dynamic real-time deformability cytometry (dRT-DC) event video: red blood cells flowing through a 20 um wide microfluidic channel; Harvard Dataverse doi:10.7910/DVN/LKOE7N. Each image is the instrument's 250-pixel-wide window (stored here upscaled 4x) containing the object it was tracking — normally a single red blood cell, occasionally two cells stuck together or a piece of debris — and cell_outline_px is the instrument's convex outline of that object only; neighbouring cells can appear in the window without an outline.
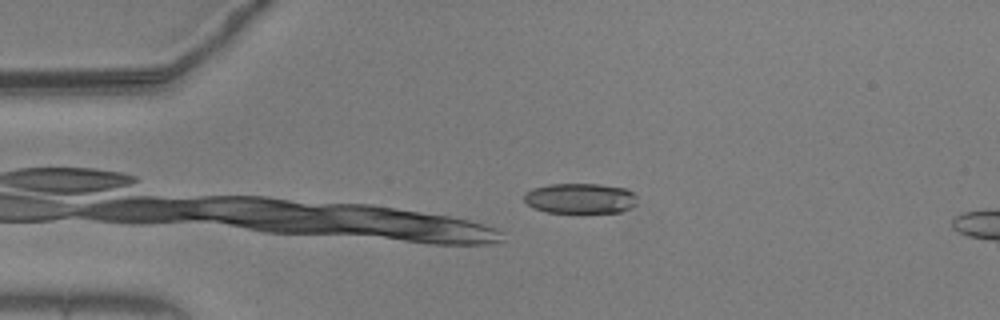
{"species": "common noctule bat (a hibernating species)", "species_latin": "Nyctalus noctula", "temperature_condition": "warm", "stored_images_in_passage": 7, "camera_frame_rate_fps": 3000, "um_per_image_px": 0.085, "animal": {"sex": "male", "body_mass_g": 20.5, "forearm_length_mm": 52.5}, "frame": {"image": 1, "passage_image": 2, "time_ms": 0.333, "image_size_px": [1000, 320], "cell_outline_px": [[636, 204], [620, 212], [580, 216], [548, 212], [532, 208], [524, 200], [524, 192], [532, 188], [552, 184], [600, 184], [628, 188], [636, 196]], "centroid_in_image_um": [49.31, 16.91], "position_along_channel_um": 35.7, "area_um2": 21.04}}